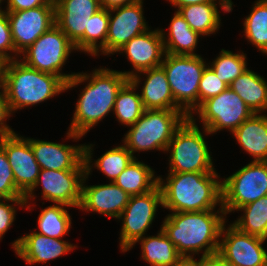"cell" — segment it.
Instances as JSON below:
<instances>
[{"label":"cell","mask_w":267,"mask_h":266,"mask_svg":"<svg viewBox=\"0 0 267 266\" xmlns=\"http://www.w3.org/2000/svg\"><path fill=\"white\" fill-rule=\"evenodd\" d=\"M129 78L122 71L98 68L94 72L75 73L66 82V90L76 87L80 83L88 84L80 93L72 117L67 138L80 140L90 128L96 126L105 116L113 111L117 93Z\"/></svg>","instance_id":"1"},{"label":"cell","mask_w":267,"mask_h":266,"mask_svg":"<svg viewBox=\"0 0 267 266\" xmlns=\"http://www.w3.org/2000/svg\"><path fill=\"white\" fill-rule=\"evenodd\" d=\"M225 217L222 206L217 211L172 212L160 228L184 260L193 258L203 249L201 257H205L218 253Z\"/></svg>","instance_id":"2"},{"label":"cell","mask_w":267,"mask_h":266,"mask_svg":"<svg viewBox=\"0 0 267 266\" xmlns=\"http://www.w3.org/2000/svg\"><path fill=\"white\" fill-rule=\"evenodd\" d=\"M217 173H168L166 182L158 176L162 207L171 212L215 210L222 206V181Z\"/></svg>","instance_id":"3"},{"label":"cell","mask_w":267,"mask_h":266,"mask_svg":"<svg viewBox=\"0 0 267 266\" xmlns=\"http://www.w3.org/2000/svg\"><path fill=\"white\" fill-rule=\"evenodd\" d=\"M1 90L14 113L65 92L66 83L59 76L29 67L18 58L6 62Z\"/></svg>","instance_id":"4"},{"label":"cell","mask_w":267,"mask_h":266,"mask_svg":"<svg viewBox=\"0 0 267 266\" xmlns=\"http://www.w3.org/2000/svg\"><path fill=\"white\" fill-rule=\"evenodd\" d=\"M189 116L183 110L145 109L124 135L123 145L133 154L140 151H166L176 130Z\"/></svg>","instance_id":"5"},{"label":"cell","mask_w":267,"mask_h":266,"mask_svg":"<svg viewBox=\"0 0 267 266\" xmlns=\"http://www.w3.org/2000/svg\"><path fill=\"white\" fill-rule=\"evenodd\" d=\"M191 115L176 130L166 152L170 151L169 173H216L203 133Z\"/></svg>","instance_id":"6"},{"label":"cell","mask_w":267,"mask_h":266,"mask_svg":"<svg viewBox=\"0 0 267 266\" xmlns=\"http://www.w3.org/2000/svg\"><path fill=\"white\" fill-rule=\"evenodd\" d=\"M206 61L201 55L165 53L164 69L175 103L190 117L198 108V89Z\"/></svg>","instance_id":"7"},{"label":"cell","mask_w":267,"mask_h":266,"mask_svg":"<svg viewBox=\"0 0 267 266\" xmlns=\"http://www.w3.org/2000/svg\"><path fill=\"white\" fill-rule=\"evenodd\" d=\"M74 50V44L55 24L21 53L24 57L18 58H22L21 61L29 67L59 76L66 83L75 73L64 74L60 71Z\"/></svg>","instance_id":"8"},{"label":"cell","mask_w":267,"mask_h":266,"mask_svg":"<svg viewBox=\"0 0 267 266\" xmlns=\"http://www.w3.org/2000/svg\"><path fill=\"white\" fill-rule=\"evenodd\" d=\"M267 195V161H251L222 180L225 215Z\"/></svg>","instance_id":"9"},{"label":"cell","mask_w":267,"mask_h":266,"mask_svg":"<svg viewBox=\"0 0 267 266\" xmlns=\"http://www.w3.org/2000/svg\"><path fill=\"white\" fill-rule=\"evenodd\" d=\"M195 111L193 113H198L202 121L204 135L215 134L224 129L232 133L254 114L230 87L204 101Z\"/></svg>","instance_id":"10"},{"label":"cell","mask_w":267,"mask_h":266,"mask_svg":"<svg viewBox=\"0 0 267 266\" xmlns=\"http://www.w3.org/2000/svg\"><path fill=\"white\" fill-rule=\"evenodd\" d=\"M158 205H163L159 185L147 193L130 196L128 204L118 218L122 219L123 225L119 237L123 253L133 248L137 241L145 236L156 216Z\"/></svg>","instance_id":"11"},{"label":"cell","mask_w":267,"mask_h":266,"mask_svg":"<svg viewBox=\"0 0 267 266\" xmlns=\"http://www.w3.org/2000/svg\"><path fill=\"white\" fill-rule=\"evenodd\" d=\"M92 147V144H84L86 174L82 182L81 201L78 209L85 210V212H98L99 214L118 219L128 204L130 195L114 182L92 186H85L86 184H84L91 174L90 172H92Z\"/></svg>","instance_id":"12"},{"label":"cell","mask_w":267,"mask_h":266,"mask_svg":"<svg viewBox=\"0 0 267 266\" xmlns=\"http://www.w3.org/2000/svg\"><path fill=\"white\" fill-rule=\"evenodd\" d=\"M85 174L86 170L41 169L35 186L24 196L26 209H30L28 201L36 197L34 191L39 185L42 187L43 200L79 208Z\"/></svg>","instance_id":"13"},{"label":"cell","mask_w":267,"mask_h":266,"mask_svg":"<svg viewBox=\"0 0 267 266\" xmlns=\"http://www.w3.org/2000/svg\"><path fill=\"white\" fill-rule=\"evenodd\" d=\"M222 226L218 254L231 266H267V239L240 231L233 224ZM223 236V238H221Z\"/></svg>","instance_id":"14"},{"label":"cell","mask_w":267,"mask_h":266,"mask_svg":"<svg viewBox=\"0 0 267 266\" xmlns=\"http://www.w3.org/2000/svg\"><path fill=\"white\" fill-rule=\"evenodd\" d=\"M7 13L15 50L20 54L55 25V5Z\"/></svg>","instance_id":"15"},{"label":"cell","mask_w":267,"mask_h":266,"mask_svg":"<svg viewBox=\"0 0 267 266\" xmlns=\"http://www.w3.org/2000/svg\"><path fill=\"white\" fill-rule=\"evenodd\" d=\"M143 10V0L109 10L106 55H113L132 38L149 30Z\"/></svg>","instance_id":"16"},{"label":"cell","mask_w":267,"mask_h":266,"mask_svg":"<svg viewBox=\"0 0 267 266\" xmlns=\"http://www.w3.org/2000/svg\"><path fill=\"white\" fill-rule=\"evenodd\" d=\"M0 146L7 155L15 185L18 191L25 196L35 186L41 170L34 157L30 141L14 133L0 139Z\"/></svg>","instance_id":"17"},{"label":"cell","mask_w":267,"mask_h":266,"mask_svg":"<svg viewBox=\"0 0 267 266\" xmlns=\"http://www.w3.org/2000/svg\"><path fill=\"white\" fill-rule=\"evenodd\" d=\"M125 53L135 71L122 72L129 79L142 71L161 65L165 56L164 42L160 29L151 30L132 38L119 51Z\"/></svg>","instance_id":"18"},{"label":"cell","mask_w":267,"mask_h":266,"mask_svg":"<svg viewBox=\"0 0 267 266\" xmlns=\"http://www.w3.org/2000/svg\"><path fill=\"white\" fill-rule=\"evenodd\" d=\"M40 169L86 170L84 145H66L28 138Z\"/></svg>","instance_id":"19"},{"label":"cell","mask_w":267,"mask_h":266,"mask_svg":"<svg viewBox=\"0 0 267 266\" xmlns=\"http://www.w3.org/2000/svg\"><path fill=\"white\" fill-rule=\"evenodd\" d=\"M55 24L75 44L88 30L91 16L101 9L99 0H54Z\"/></svg>","instance_id":"20"},{"label":"cell","mask_w":267,"mask_h":266,"mask_svg":"<svg viewBox=\"0 0 267 266\" xmlns=\"http://www.w3.org/2000/svg\"><path fill=\"white\" fill-rule=\"evenodd\" d=\"M77 246L38 234L36 231L17 238L12 243L16 255L27 264L46 263L72 251Z\"/></svg>","instance_id":"21"},{"label":"cell","mask_w":267,"mask_h":266,"mask_svg":"<svg viewBox=\"0 0 267 266\" xmlns=\"http://www.w3.org/2000/svg\"><path fill=\"white\" fill-rule=\"evenodd\" d=\"M141 74L146 76L141 90V99L145 109L182 110L174 101L164 69L159 66L133 75L130 80L138 87Z\"/></svg>","instance_id":"22"},{"label":"cell","mask_w":267,"mask_h":266,"mask_svg":"<svg viewBox=\"0 0 267 266\" xmlns=\"http://www.w3.org/2000/svg\"><path fill=\"white\" fill-rule=\"evenodd\" d=\"M260 114L254 113L232 132L253 161H267V115Z\"/></svg>","instance_id":"23"},{"label":"cell","mask_w":267,"mask_h":266,"mask_svg":"<svg viewBox=\"0 0 267 266\" xmlns=\"http://www.w3.org/2000/svg\"><path fill=\"white\" fill-rule=\"evenodd\" d=\"M165 53L174 55H197L195 49L198 44V32L193 31L182 15L175 11L169 25L168 37L161 30Z\"/></svg>","instance_id":"24"},{"label":"cell","mask_w":267,"mask_h":266,"mask_svg":"<svg viewBox=\"0 0 267 266\" xmlns=\"http://www.w3.org/2000/svg\"><path fill=\"white\" fill-rule=\"evenodd\" d=\"M254 113L267 110V82L248 68L229 86Z\"/></svg>","instance_id":"25"},{"label":"cell","mask_w":267,"mask_h":266,"mask_svg":"<svg viewBox=\"0 0 267 266\" xmlns=\"http://www.w3.org/2000/svg\"><path fill=\"white\" fill-rule=\"evenodd\" d=\"M142 259L151 266H179L184 258L160 228L157 236L140 238Z\"/></svg>","instance_id":"26"},{"label":"cell","mask_w":267,"mask_h":266,"mask_svg":"<svg viewBox=\"0 0 267 266\" xmlns=\"http://www.w3.org/2000/svg\"><path fill=\"white\" fill-rule=\"evenodd\" d=\"M147 164L134 158L118 175L114 183L130 196L141 195L153 190L158 185V176Z\"/></svg>","instance_id":"27"},{"label":"cell","mask_w":267,"mask_h":266,"mask_svg":"<svg viewBox=\"0 0 267 266\" xmlns=\"http://www.w3.org/2000/svg\"><path fill=\"white\" fill-rule=\"evenodd\" d=\"M217 7V2H206L181 7L177 11L193 31L204 37L215 34L220 28L221 16Z\"/></svg>","instance_id":"28"},{"label":"cell","mask_w":267,"mask_h":266,"mask_svg":"<svg viewBox=\"0 0 267 266\" xmlns=\"http://www.w3.org/2000/svg\"><path fill=\"white\" fill-rule=\"evenodd\" d=\"M108 25L109 10L101 8L91 16L88 30H84V35L74 44L75 50L88 53L91 56H97L99 52L106 55Z\"/></svg>","instance_id":"29"},{"label":"cell","mask_w":267,"mask_h":266,"mask_svg":"<svg viewBox=\"0 0 267 266\" xmlns=\"http://www.w3.org/2000/svg\"><path fill=\"white\" fill-rule=\"evenodd\" d=\"M137 88L129 79L117 93L113 112L121 125L130 127L145 111L141 96L136 93Z\"/></svg>","instance_id":"30"},{"label":"cell","mask_w":267,"mask_h":266,"mask_svg":"<svg viewBox=\"0 0 267 266\" xmlns=\"http://www.w3.org/2000/svg\"><path fill=\"white\" fill-rule=\"evenodd\" d=\"M237 211L244 214L232 223L235 227L244 233L267 239V195Z\"/></svg>","instance_id":"31"},{"label":"cell","mask_w":267,"mask_h":266,"mask_svg":"<svg viewBox=\"0 0 267 266\" xmlns=\"http://www.w3.org/2000/svg\"><path fill=\"white\" fill-rule=\"evenodd\" d=\"M67 206L61 203H54L41 210L38 216V234L61 239L71 227V217L65 209Z\"/></svg>","instance_id":"32"},{"label":"cell","mask_w":267,"mask_h":266,"mask_svg":"<svg viewBox=\"0 0 267 266\" xmlns=\"http://www.w3.org/2000/svg\"><path fill=\"white\" fill-rule=\"evenodd\" d=\"M244 33L252 45L267 54V0H257L244 20Z\"/></svg>","instance_id":"33"},{"label":"cell","mask_w":267,"mask_h":266,"mask_svg":"<svg viewBox=\"0 0 267 266\" xmlns=\"http://www.w3.org/2000/svg\"><path fill=\"white\" fill-rule=\"evenodd\" d=\"M219 54L209 67L220 80L230 86L232 81L247 69L246 54L243 52L234 54L224 49Z\"/></svg>","instance_id":"34"},{"label":"cell","mask_w":267,"mask_h":266,"mask_svg":"<svg viewBox=\"0 0 267 266\" xmlns=\"http://www.w3.org/2000/svg\"><path fill=\"white\" fill-rule=\"evenodd\" d=\"M133 159L131 152L124 145H119L105 152L93 164L114 182Z\"/></svg>","instance_id":"35"},{"label":"cell","mask_w":267,"mask_h":266,"mask_svg":"<svg viewBox=\"0 0 267 266\" xmlns=\"http://www.w3.org/2000/svg\"><path fill=\"white\" fill-rule=\"evenodd\" d=\"M229 86L220 80L215 72L207 65L202 73L198 89V107L207 99L217 96Z\"/></svg>","instance_id":"36"},{"label":"cell","mask_w":267,"mask_h":266,"mask_svg":"<svg viewBox=\"0 0 267 266\" xmlns=\"http://www.w3.org/2000/svg\"><path fill=\"white\" fill-rule=\"evenodd\" d=\"M0 198H24L15 185L5 150L0 146Z\"/></svg>","instance_id":"37"},{"label":"cell","mask_w":267,"mask_h":266,"mask_svg":"<svg viewBox=\"0 0 267 266\" xmlns=\"http://www.w3.org/2000/svg\"><path fill=\"white\" fill-rule=\"evenodd\" d=\"M9 51V52H8ZM14 56H11V53ZM19 53L15 50L14 42L11 34V27L7 13L0 7V57L6 62L17 59Z\"/></svg>","instance_id":"38"},{"label":"cell","mask_w":267,"mask_h":266,"mask_svg":"<svg viewBox=\"0 0 267 266\" xmlns=\"http://www.w3.org/2000/svg\"><path fill=\"white\" fill-rule=\"evenodd\" d=\"M9 202L12 204H9ZM15 204L21 208L26 206L24 198H0V239H2L3 235L8 231L16 219L15 216L17 211L16 207L13 206Z\"/></svg>","instance_id":"39"},{"label":"cell","mask_w":267,"mask_h":266,"mask_svg":"<svg viewBox=\"0 0 267 266\" xmlns=\"http://www.w3.org/2000/svg\"><path fill=\"white\" fill-rule=\"evenodd\" d=\"M12 115L4 92L0 89V139L13 135L15 132L6 124Z\"/></svg>","instance_id":"40"},{"label":"cell","mask_w":267,"mask_h":266,"mask_svg":"<svg viewBox=\"0 0 267 266\" xmlns=\"http://www.w3.org/2000/svg\"><path fill=\"white\" fill-rule=\"evenodd\" d=\"M6 2V10L3 11L28 10L44 5H55L54 0H7Z\"/></svg>","instance_id":"41"},{"label":"cell","mask_w":267,"mask_h":266,"mask_svg":"<svg viewBox=\"0 0 267 266\" xmlns=\"http://www.w3.org/2000/svg\"><path fill=\"white\" fill-rule=\"evenodd\" d=\"M217 0H169V2L172 4V6L177 7L178 9L181 7H185L192 4H202L206 2H216ZM222 8V10L225 12H230V3L227 0H218L217 1Z\"/></svg>","instance_id":"42"},{"label":"cell","mask_w":267,"mask_h":266,"mask_svg":"<svg viewBox=\"0 0 267 266\" xmlns=\"http://www.w3.org/2000/svg\"><path fill=\"white\" fill-rule=\"evenodd\" d=\"M194 266H231L218 253L201 257L198 261L194 259Z\"/></svg>","instance_id":"43"},{"label":"cell","mask_w":267,"mask_h":266,"mask_svg":"<svg viewBox=\"0 0 267 266\" xmlns=\"http://www.w3.org/2000/svg\"><path fill=\"white\" fill-rule=\"evenodd\" d=\"M139 0H99L101 8L107 10L135 3Z\"/></svg>","instance_id":"44"},{"label":"cell","mask_w":267,"mask_h":266,"mask_svg":"<svg viewBox=\"0 0 267 266\" xmlns=\"http://www.w3.org/2000/svg\"><path fill=\"white\" fill-rule=\"evenodd\" d=\"M5 65H6V61L0 57V89L3 83Z\"/></svg>","instance_id":"45"},{"label":"cell","mask_w":267,"mask_h":266,"mask_svg":"<svg viewBox=\"0 0 267 266\" xmlns=\"http://www.w3.org/2000/svg\"><path fill=\"white\" fill-rule=\"evenodd\" d=\"M179 266H194V257L184 260Z\"/></svg>","instance_id":"46"},{"label":"cell","mask_w":267,"mask_h":266,"mask_svg":"<svg viewBox=\"0 0 267 266\" xmlns=\"http://www.w3.org/2000/svg\"><path fill=\"white\" fill-rule=\"evenodd\" d=\"M227 1L230 3V12H231L232 9H233V8H232V7H233V6H232V5H233V2H232V0H227Z\"/></svg>","instance_id":"47"}]
</instances>
